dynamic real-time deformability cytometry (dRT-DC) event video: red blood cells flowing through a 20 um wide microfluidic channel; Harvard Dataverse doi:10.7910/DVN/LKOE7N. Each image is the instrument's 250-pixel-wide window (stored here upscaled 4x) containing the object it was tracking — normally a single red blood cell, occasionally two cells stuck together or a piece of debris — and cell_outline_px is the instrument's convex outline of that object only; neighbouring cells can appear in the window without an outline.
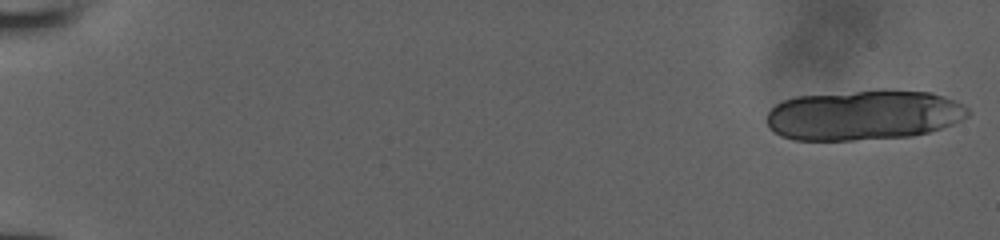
{"species": "human", "species_latin": "Homo sapiens", "temperature_condition": "room temperature", "stored_images_in_passage": 18, "camera_frame_rate_fps": 3000, "um_per_image_px": 0.085, "donor": {"sex": "male"}, "frame": {"image": 1, "passage_image": 1, "time_ms": 0.0, "image_size_px": [1000, 240], "cell_outline_px": [[972, 112], [968, 116], [952, 124], [928, 132], [912, 136], [852, 140], [796, 140], [780, 136], [768, 128], [768, 112], [776, 104], [784, 100], [796, 96], [884, 88], [932, 92], [956, 100], [964, 104]], "centroid_in_image_um": [73.44, 9.76], "position_along_channel_um": 11.6, "area_um2": 59.59}}